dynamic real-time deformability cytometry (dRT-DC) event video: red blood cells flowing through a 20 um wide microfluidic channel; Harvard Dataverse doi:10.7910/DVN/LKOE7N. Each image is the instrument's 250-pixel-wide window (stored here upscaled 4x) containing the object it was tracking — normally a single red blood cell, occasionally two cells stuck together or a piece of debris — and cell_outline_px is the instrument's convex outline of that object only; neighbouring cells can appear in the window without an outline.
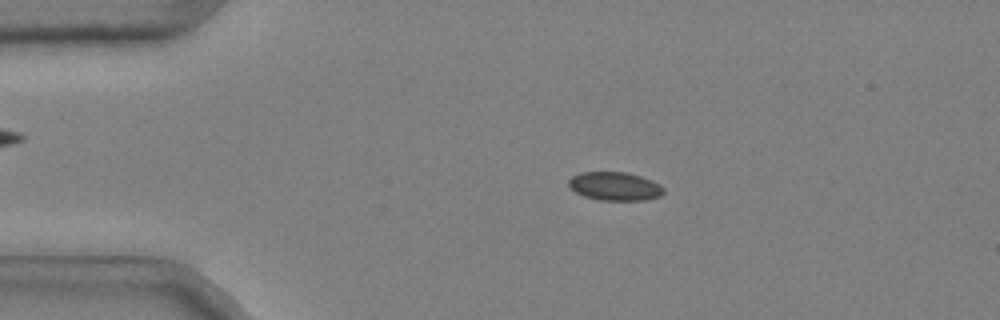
{"species": "common noctule bat (a hibernating species)", "species_latin": "Nyctalus noctula", "temperature_condition": "cold", "stored_images_in_passage": 51, "camera_frame_rate_fps": 3000, "um_per_image_px": 0.085, "animal": {"sex": "male", "body_mass_g": 20.4}, "frame": {"image": 1, "passage_image": 10, "time_ms": 3.0, "image_size_px": [1000, 320], "cell_outline_px": [[664, 192], [660, 196], [644, 200], [600, 200], [584, 196], [568, 188], [568, 180], [572, 176], [580, 172], [624, 172], [640, 176], [652, 180], [660, 184], [664, 188]], "centroid_in_image_um": [52.24, 15.83], "position_along_channel_um": 32.8, "area_um2": 15.84}}
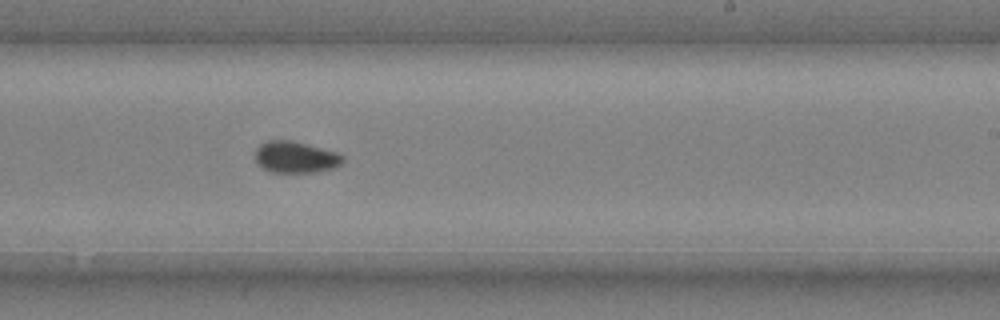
{"frame": {"image": 2, "passage_image": 32, "time_ms": 10.333, "image_size_px": [1000, 320], "cell_outline_px": [[344, 160], [336, 168], [316, 172], [272, 172], [260, 168], [256, 164], [256, 148], [260, 144], [268, 140], [292, 140], [336, 152], [344, 156]], "centroid_in_image_um": [25.11, 13.36], "position_along_channel_um": 263.9, "area_um2": 16.24}}
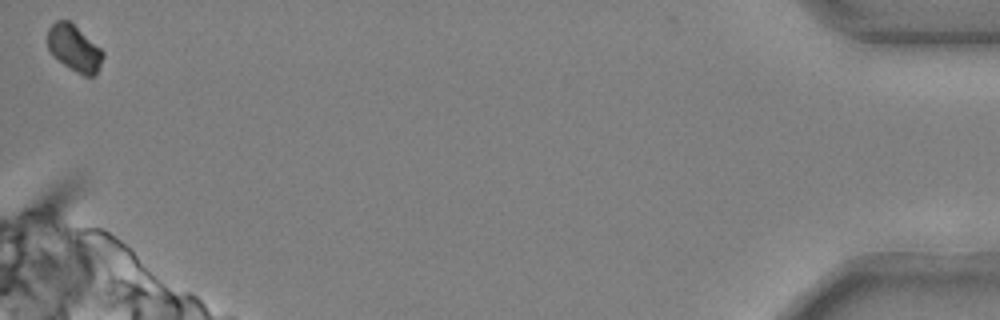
{"frame": {"image": 3, "passage_image": 51, "time_ms": 16.667, "image_size_px": [1000, 320], "cell_outline_px": [[104, 56], [96, 72], [92, 76], [84, 76], [76, 72], [52, 56], [48, 48], [48, 28], [56, 20], [68, 20], [100, 48], [104, 52]], "centroid_in_image_um": [6.29, 4.1], "position_along_channel_um": 428.9, "area_um2": 14.68}, "authors_computed_cell_mechanics": {"area_um2": 15.7216, "velocity_mm_per_s": 3.7088, "shape_relaxation_time_tau1_ms": 9.6183, "shape_relaxation_time_tau2_ms": null, "deformation_change_tau1": 0.0923, "deformation_change_tau2": null}}